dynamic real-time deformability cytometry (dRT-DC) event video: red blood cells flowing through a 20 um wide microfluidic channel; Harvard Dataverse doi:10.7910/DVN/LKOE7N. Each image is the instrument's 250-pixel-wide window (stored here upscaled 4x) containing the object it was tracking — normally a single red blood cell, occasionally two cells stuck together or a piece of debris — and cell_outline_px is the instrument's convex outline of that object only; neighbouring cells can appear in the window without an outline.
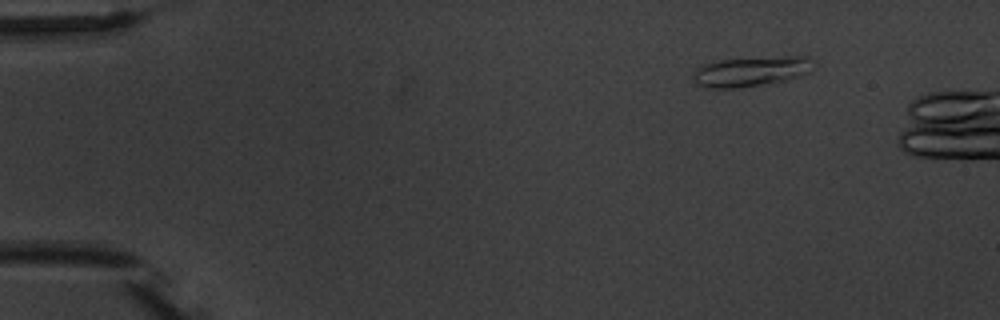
{"species": "common noctule bat (a hibernating species)", "species_latin": "Nyctalus noctula", "temperature_condition": "warm", "stored_images_in_passage": 3, "camera_frame_rate_fps": 3000, "um_per_image_px": 0.085, "animal": {"sex": "male", "body_mass_g": 20.1, "forearm_length_mm": 53.5}, "frame": {"image": 1, "passage_image": 1, "time_ms": 0.0, "image_size_px": [1000, 320], "cell_outline_px": [[808, 72], [800, 76], [772, 84], [732, 88], [712, 88], [696, 84], [696, 72], [704, 64], [720, 60], [784, 56], [808, 56]], "centroid_in_image_um": [63.84, 6.08], "position_along_channel_um": 21.2, "area_um2": 20.35}}